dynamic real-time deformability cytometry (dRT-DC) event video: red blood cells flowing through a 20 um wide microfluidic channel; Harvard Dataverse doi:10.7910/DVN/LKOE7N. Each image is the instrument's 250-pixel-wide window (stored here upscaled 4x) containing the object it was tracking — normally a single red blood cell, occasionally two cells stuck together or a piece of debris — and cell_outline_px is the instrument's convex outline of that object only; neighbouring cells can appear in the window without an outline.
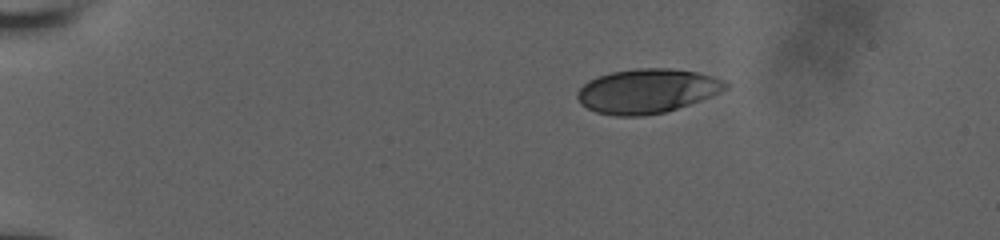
{"species": "human", "species_latin": "Homo sapiens", "temperature_condition": "room temperature", "stored_images_in_passage": 45, "camera_frame_rate_fps": 3000, "um_per_image_px": 0.085, "donor": {"sex": "male"}, "frame": {"image": 1, "passage_image": 1, "time_ms": 0.0, "image_size_px": [1000, 240], "cell_outline_px": [[732, 84], [728, 88], [720, 92], [700, 100], [664, 112], [644, 116], [616, 116], [596, 112], [580, 104], [576, 96], [576, 92], [588, 80], [596, 76], [612, 72], [636, 68], [668, 68], [696, 72], [712, 76], [724, 80]], "centroid_in_image_um": [54.98, 7.73], "position_along_channel_um": 30.0, "area_um2": 38.32}}
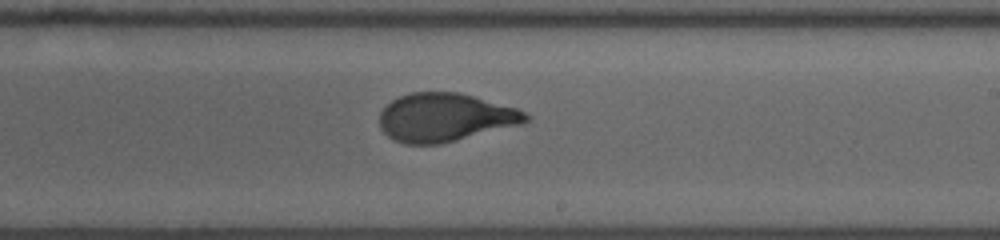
{"frame": {"image": 2, "passage_image": 25, "time_ms": 8.0, "image_size_px": [1000, 240], "cell_outline_px": [[532, 116], [524, 124], [440, 144], [404, 144], [388, 136], [380, 128], [380, 112], [392, 100], [400, 96], [412, 92], [460, 92], [516, 108]], "centroid_in_image_um": [37.85, 9.98], "position_along_channel_um": 251.1, "area_um2": 41.21}}
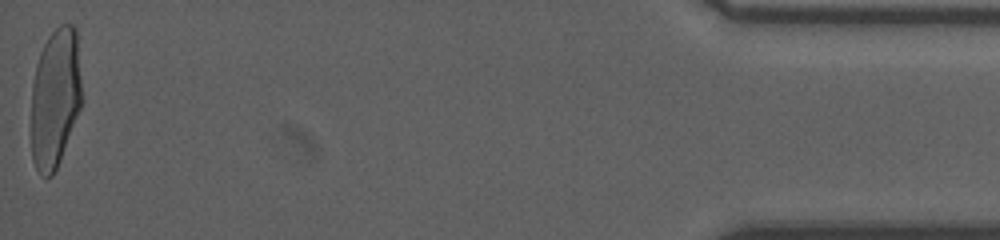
{"frame": {"image": 3, "passage_image": 45, "time_ms": 14.667, "image_size_px": [1000, 240], "cell_outline_px": [[84, 100], [60, 160], [52, 176], [40, 176], [32, 160], [32, 84], [36, 64], [40, 52], [48, 36], [60, 24], [72, 24], [76, 28]], "centroid_in_image_um": [4.72, 8.3], "position_along_channel_um": 430.5, "area_um2": 41.73}, "authors_computed_cell_mechanics": {"area_um2": 41.5004, "velocity_mm_per_s": 3.9438, "shape_relaxation_time_tau1_ms": 5.0323, "shape_relaxation_time_tau2_ms": null, "deformation_change_tau1": 0.2133, "deformation_change_tau2": null}}